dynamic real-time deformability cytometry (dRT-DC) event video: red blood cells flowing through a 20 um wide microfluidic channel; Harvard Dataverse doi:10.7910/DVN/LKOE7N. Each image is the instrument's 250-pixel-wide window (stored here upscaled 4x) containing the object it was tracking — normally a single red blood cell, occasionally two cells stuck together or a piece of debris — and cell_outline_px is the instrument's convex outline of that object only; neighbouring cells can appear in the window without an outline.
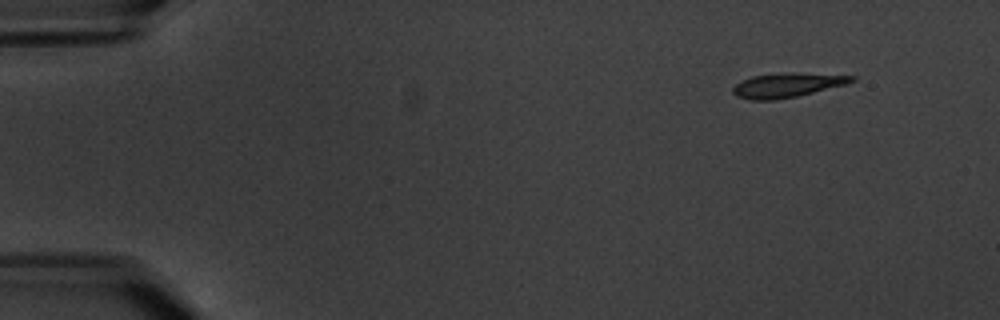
{"species": "common noctule bat (a hibernating species)", "species_latin": "Nyctalus noctula", "temperature_condition": "warm", "stored_images_in_passage": 4, "camera_frame_rate_fps": 3000, "um_per_image_px": 0.085, "animal": {"sex": "male", "body_mass_g": 20.1, "forearm_length_mm": 53.5}, "frame": {"image": 1, "passage_image": 1, "time_ms": 0.0, "image_size_px": [1000, 320], "cell_outline_px": [[856, 80], [848, 84], [796, 96], [776, 100], [752, 100], [736, 96], [732, 92], [732, 88], [736, 84], [752, 76], [856, 76]], "centroid_in_image_um": [66.82, 7.32], "position_along_channel_um": 18.2, "area_um2": 15.26}}
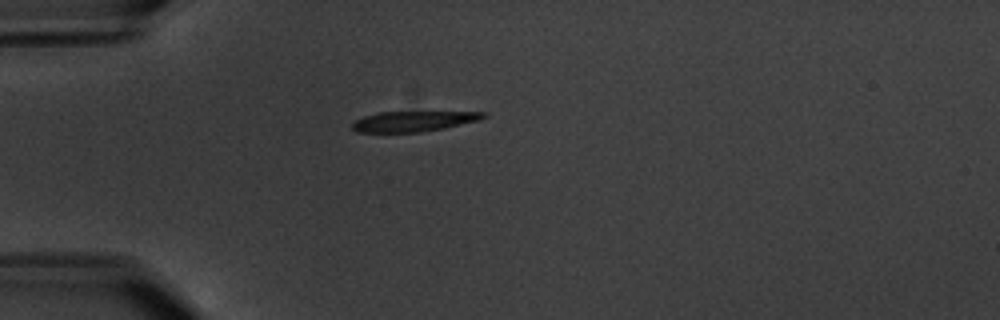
{"frame": {"image": 2, "passage_image": 4, "time_ms": 3.667, "image_size_px": [1000, 320], "cell_outline_px": [[488, 116], [480, 120], [444, 128], [420, 132], [356, 132], [352, 128], [352, 124], [356, 120], [364, 116], [376, 112], [488, 112]], "centroid_in_image_um": [35.16, 10.3], "position_along_channel_um": 49.8, "area_um2": 15.55}}